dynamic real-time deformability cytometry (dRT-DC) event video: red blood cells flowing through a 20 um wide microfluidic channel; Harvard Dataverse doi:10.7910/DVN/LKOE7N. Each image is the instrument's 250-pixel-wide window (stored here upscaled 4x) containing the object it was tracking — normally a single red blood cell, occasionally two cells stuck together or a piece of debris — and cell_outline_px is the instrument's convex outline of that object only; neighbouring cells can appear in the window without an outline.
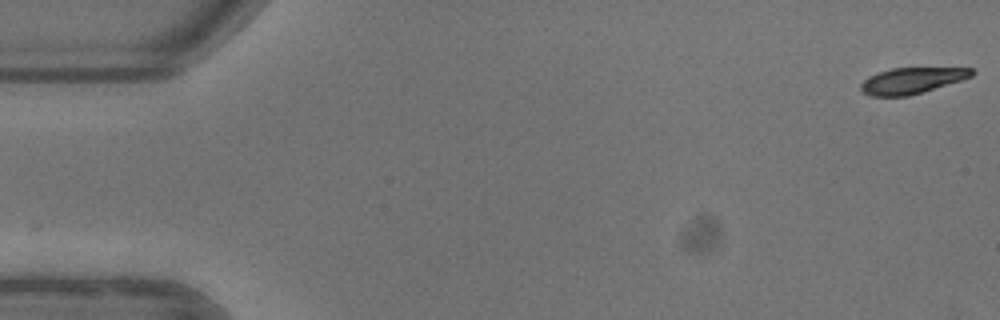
{"species": "common noctule bat (a hibernating species)", "species_latin": "Nyctalus noctula", "temperature_condition": "warm", "stored_images_in_passage": 11, "camera_frame_rate_fps": 3000, "um_per_image_px": 0.085, "animal": {"sex": "female"}, "frame": {"image": 1, "passage_image": 1, "time_ms": 0.0, "image_size_px": [1000, 320], "cell_outline_px": [[976, 72], [972, 76], [960, 80], [908, 96], [872, 96], [864, 92], [860, 88], [860, 84], [868, 76], [892, 68], [972, 68]], "centroid_in_image_um": [77.49, 6.84], "position_along_channel_um": 7.5, "area_um2": 16.53}}